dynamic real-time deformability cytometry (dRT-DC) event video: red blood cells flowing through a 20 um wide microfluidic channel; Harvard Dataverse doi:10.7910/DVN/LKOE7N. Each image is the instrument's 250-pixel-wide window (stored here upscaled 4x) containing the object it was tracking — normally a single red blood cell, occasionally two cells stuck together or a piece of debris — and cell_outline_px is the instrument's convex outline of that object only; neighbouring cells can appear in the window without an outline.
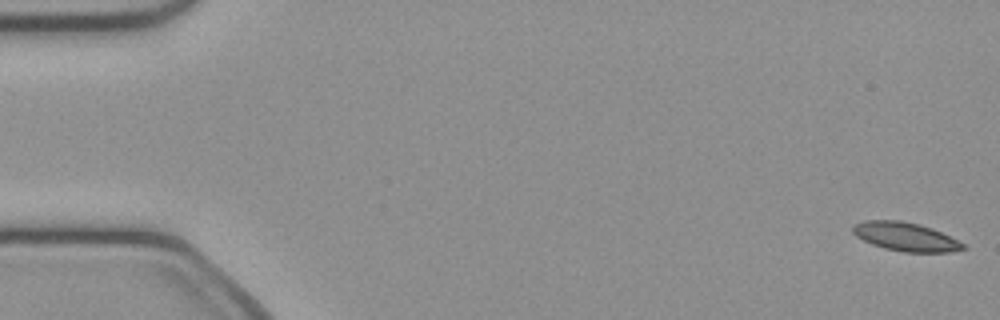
{"species": "common noctule bat (a hibernating species)", "species_latin": "Nyctalus noctula", "temperature_condition": "cold", "stored_images_in_passage": 51, "camera_frame_rate_fps": 3000, "um_per_image_px": 0.085, "animal": {"sex": "female", "body_mass_g": 21.9}, "frame": {"image": 1, "passage_image": 1, "time_ms": 0.0, "image_size_px": [1000, 320], "cell_outline_px": [[968, 248], [948, 252], [904, 252], [884, 248], [872, 244], [856, 236], [852, 232], [852, 224], [864, 220], [900, 220], [932, 228], [964, 244]], "centroid_in_image_um": [76.92, 20.12], "position_along_channel_um": 8.1, "area_um2": 18.26}}
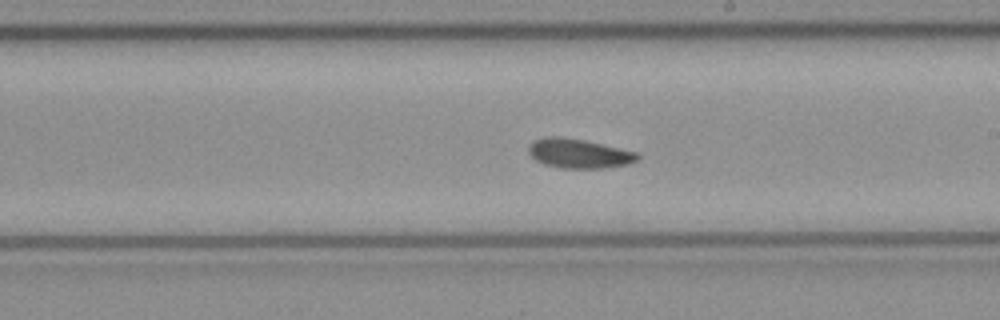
{"frame": {"image": 2, "passage_image": 29, "time_ms": 9.333, "image_size_px": [1000, 320], "cell_outline_px": [[640, 160], [628, 164], [608, 168], [560, 168], [544, 164], [536, 160], [528, 152], [528, 148], [532, 140], [544, 136], [560, 136], [584, 140], [636, 152], [640, 156]], "centroid_in_image_um": [49.19, 13.04], "position_along_channel_um": 239.8, "area_um2": 18.79}}
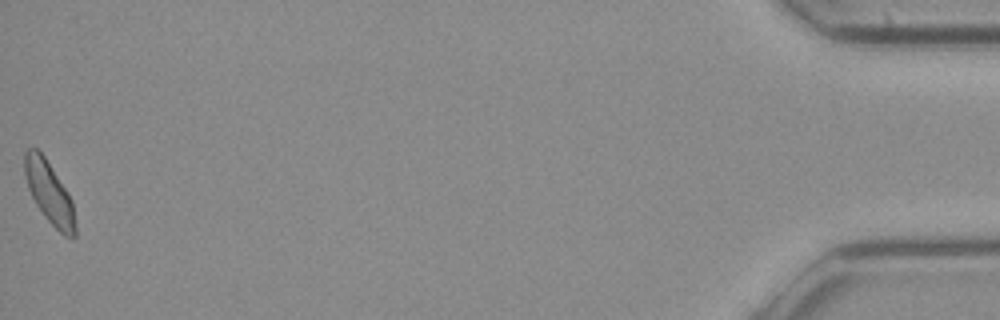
{"frame": {"image": 3, "passage_image": 51, "time_ms": 16.667, "image_size_px": [1000, 320], "cell_outline_px": [[76, 236], [72, 240], [64, 236], [44, 216], [36, 204], [28, 188], [24, 176], [24, 152], [28, 148], [36, 148], [44, 156], [68, 192], [72, 200], [76, 224]], "centroid_in_image_um": [4.2, 16.4], "position_along_channel_um": 431.0, "area_um2": 18.38}, "authors_computed_cell_mechanics": {"area_um2": 18.3804, "velocity_mm_per_s": 4.0298, "shape_relaxation_time_tau1_ms": 7.6628, "shape_relaxation_time_tau2_ms": 8.6016, "deformation_change_tau1": 0.1326, "deformation_change_tau2": 0.1756}}